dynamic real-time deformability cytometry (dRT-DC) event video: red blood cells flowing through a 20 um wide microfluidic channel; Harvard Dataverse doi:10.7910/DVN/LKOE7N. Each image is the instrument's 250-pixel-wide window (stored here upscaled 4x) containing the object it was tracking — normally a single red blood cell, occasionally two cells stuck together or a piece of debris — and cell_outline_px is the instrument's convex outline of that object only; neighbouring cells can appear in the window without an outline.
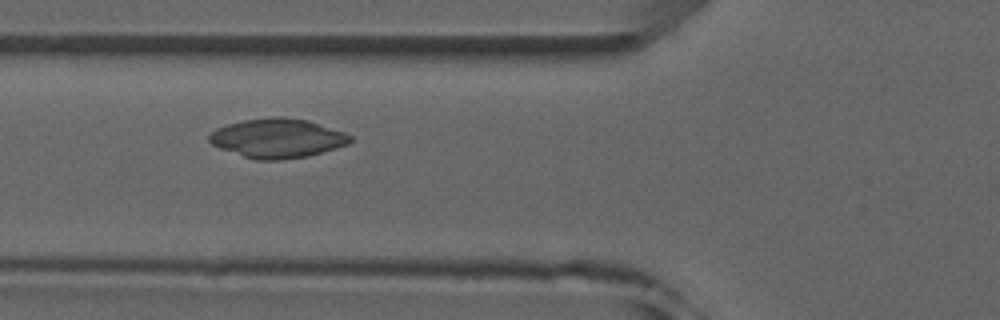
{"species": "common noctule bat (a hibernating species)", "species_latin": "Nyctalus noctula", "temperature_condition": "room temperature", "stored_images_in_passage": 8, "camera_frame_rate_fps": 3000, "um_per_image_px": 0.085, "animal": {"sex": "male", "forearm_length_mm": 52.5}, "frame": {"image": 1, "passage_image": 6, "time_ms": 5.667, "image_size_px": [1000, 320], "cell_outline_px": [[352, 140], [348, 144], [336, 148], [308, 156], [280, 160], [256, 160], [220, 148], [212, 144], [208, 140], [208, 136], [216, 128], [228, 124], [244, 120], [268, 116], [280, 116], [308, 120], [344, 132], [352, 136]], "centroid_in_image_um": [23.59, 11.74], "position_along_channel_um": 102.2, "area_um2": 32.25}}
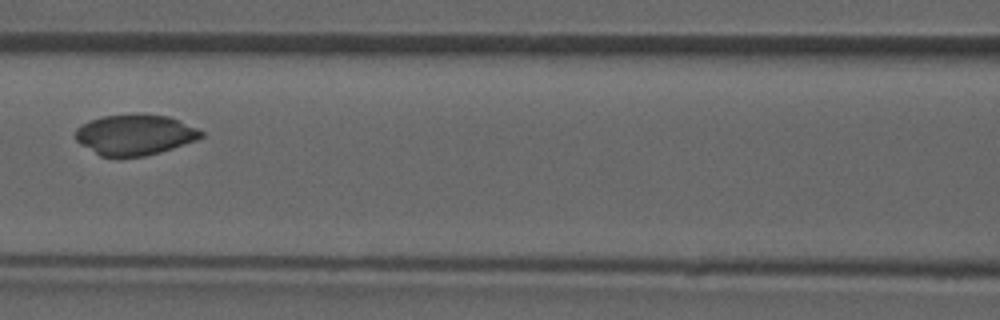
{"frame": {"image": 2, "passage_image": 7, "time_ms": 7.0, "image_size_px": [1000, 320], "cell_outline_px": [[204, 136], [196, 140], [160, 152], [144, 156], [100, 156], [80, 144], [76, 140], [76, 128], [80, 124], [104, 116], [168, 116], [180, 120], [204, 132]], "centroid_in_image_um": [11.46, 11.48], "position_along_channel_um": 155.1, "area_um2": 28.96}}